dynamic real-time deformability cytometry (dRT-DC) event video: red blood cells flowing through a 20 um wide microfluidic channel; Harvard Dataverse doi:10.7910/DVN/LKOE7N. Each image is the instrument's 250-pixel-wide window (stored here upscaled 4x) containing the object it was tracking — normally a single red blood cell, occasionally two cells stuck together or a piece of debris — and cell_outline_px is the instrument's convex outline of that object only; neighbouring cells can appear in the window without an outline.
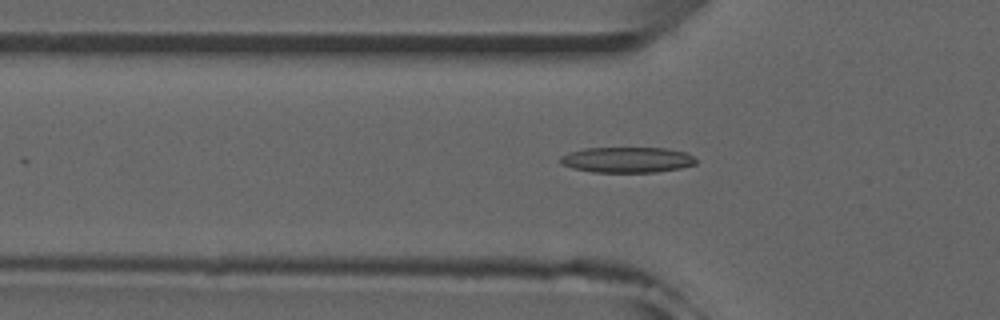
{"species": "common noctule bat (a hibernating species)", "species_latin": "Nyctalus noctula", "temperature_condition": "room temperature", "stored_images_in_passage": 42, "camera_frame_rate_fps": 3000, "um_per_image_px": 0.085, "animal": {"sex": "male", "forearm_length_mm": 52.5}, "frame": {"image": 1, "passage_image": 17, "time_ms": 5.333, "image_size_px": [1000, 320], "cell_outline_px": [[696, 164], [680, 168], [656, 172], [592, 172], [572, 168], [560, 164], [560, 156], [568, 152], [584, 148], [668, 148], [684, 152], [692, 156], [696, 160]], "centroid_in_image_um": [53.27, 13.58], "position_along_channel_um": 72.5, "area_um2": 20.29}}
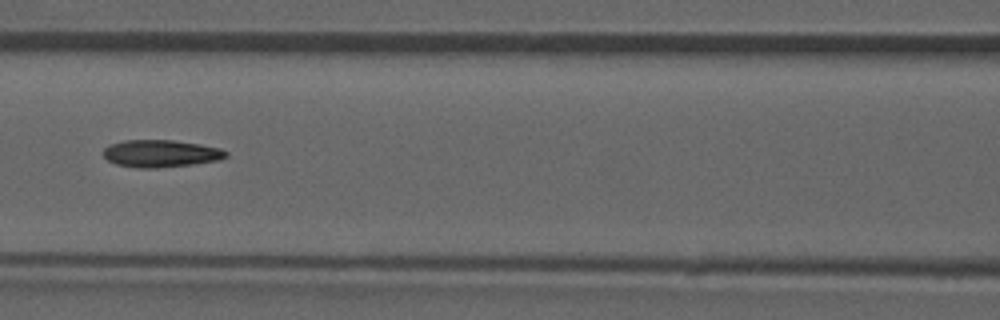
{"frame": {"image": 2, "passage_image": 23, "time_ms": 7.333, "image_size_px": [1000, 320], "cell_outline_px": [[228, 156], [216, 160], [192, 164], [156, 168], [136, 168], [116, 164], [108, 160], [104, 156], [104, 148], [112, 144], [124, 140], [172, 140], [200, 144], [220, 148], [228, 152]], "centroid_in_image_um": [13.66, 13.05], "position_along_channel_um": 152.9, "area_um2": 19.36}, "authors_computed_cell_mechanics": {"area_um2": 19.7676, "velocity_mm_per_s": 3.9728, "shape_relaxation_time_tau1_ms": null, "shape_relaxation_time_tau2_ms": 5.724, "deformation_change_tau1": null, "deformation_change_tau2": 0.1571}}